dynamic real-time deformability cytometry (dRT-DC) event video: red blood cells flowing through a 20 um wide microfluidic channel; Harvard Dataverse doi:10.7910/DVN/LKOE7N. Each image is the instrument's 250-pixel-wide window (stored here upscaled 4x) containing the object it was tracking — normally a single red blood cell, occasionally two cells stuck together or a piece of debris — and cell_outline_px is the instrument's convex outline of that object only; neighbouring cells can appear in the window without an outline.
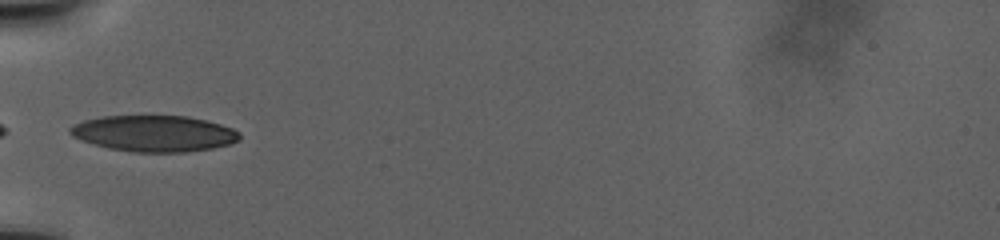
{"species": "human", "species_latin": "Homo sapiens", "temperature_condition": "warm", "stored_images_in_passage": 16, "camera_frame_rate_fps": 3000, "um_per_image_px": 0.085, "donor": {"sex": "male"}, "frame": {"image": 1, "passage_image": 1, "time_ms": 0.0, "image_size_px": [1000, 240], "cell_outline_px": [[240, 140], [228, 144], [212, 148], [184, 152], [132, 152], [108, 148], [80, 140], [72, 136], [68, 132], [68, 128], [72, 124], [84, 120], [100, 116], [188, 116], [220, 124], [232, 128], [240, 132]], "centroid_in_image_um": [13.05, 11.34], "position_along_channel_um": 71.9, "area_um2": 35.84}}
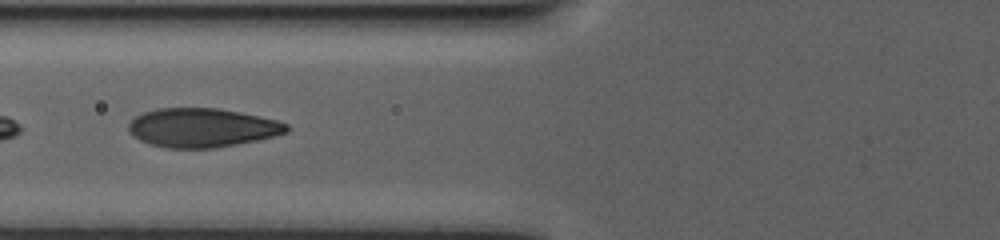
{"frame": {"image": 2, "passage_image": 5, "time_ms": 2.333, "image_size_px": [1000, 240], "cell_outline_px": [[288, 132], [276, 136], [216, 148], [168, 148], [148, 144], [140, 140], [128, 132], [128, 124], [136, 116], [144, 112], [160, 108], [216, 108], [240, 112], [276, 120], [288, 124]], "centroid_in_image_um": [17.16, 10.86], "position_along_channel_um": 108.6, "area_um2": 35.84}}
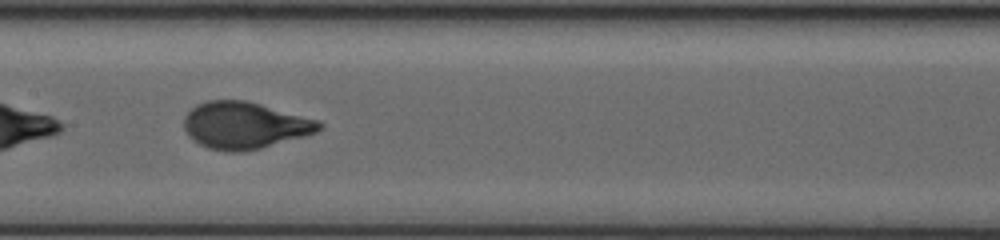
{"frame": {"image": 3, "passage_image": 12, "time_ms": 7.0, "image_size_px": [1000, 240], "cell_outline_px": [[324, 124], [316, 132], [304, 136], [260, 148], [244, 152], [228, 152], [208, 148], [192, 140], [188, 136], [184, 128], [184, 116], [196, 104], [208, 100], [244, 100], [260, 104], [320, 120]], "centroid_in_image_um": [20.77, 10.66], "position_along_channel_um": 186.6, "area_um2": 36.93}}